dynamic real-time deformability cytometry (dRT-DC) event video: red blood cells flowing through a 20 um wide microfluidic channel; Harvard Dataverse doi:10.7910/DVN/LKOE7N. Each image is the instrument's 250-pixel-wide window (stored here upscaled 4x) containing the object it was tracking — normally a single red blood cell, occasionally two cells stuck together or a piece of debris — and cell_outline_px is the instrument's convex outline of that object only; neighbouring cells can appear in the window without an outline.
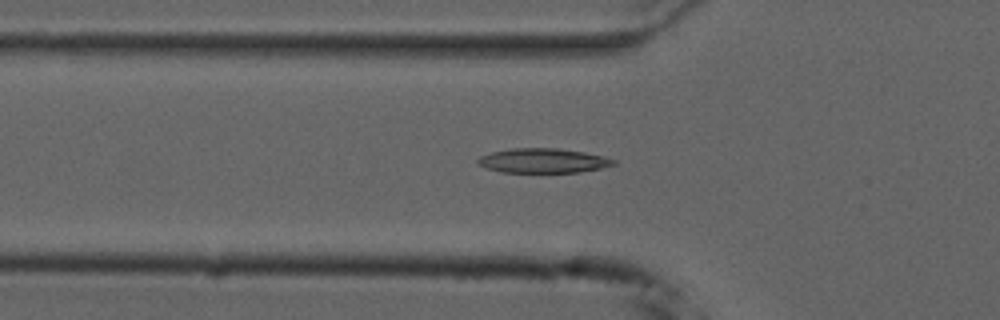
{"species": "common noctule bat (a hibernating species)", "species_latin": "Nyctalus noctula", "temperature_condition": "cold", "stored_images_in_passage": 33, "camera_frame_rate_fps": 3000, "um_per_image_px": 0.085, "animal": {"sex": "male", "forearm_length_mm": 52.5}, "frame": {"image": 1, "passage_image": 8, "time_ms": 2.333, "image_size_px": [1000, 320], "cell_outline_px": [[616, 164], [600, 168], [580, 172], [500, 172], [484, 168], [476, 164], [476, 160], [480, 156], [492, 152], [512, 148], [560, 148], [584, 152], [604, 156], [616, 160]], "centroid_in_image_um": [46.13, 13.65], "position_along_channel_um": 79.7, "area_um2": 19.54}}
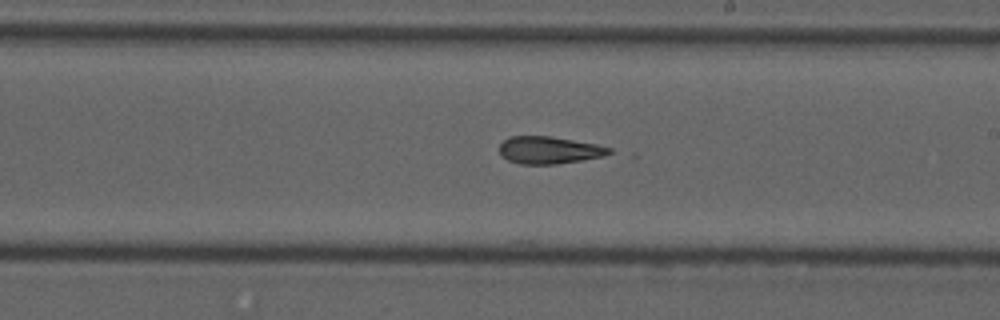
{"frame": {"image": 2, "passage_image": 21, "time_ms": 6.667, "image_size_px": [1000, 320], "cell_outline_px": [[612, 152], [604, 156], [556, 164], [520, 164], [508, 160], [500, 156], [500, 144], [504, 140], [512, 136], [552, 136], [596, 144], [612, 148]], "centroid_in_image_um": [46.67, 12.76], "position_along_channel_um": 242.3, "area_um2": 17.46}}
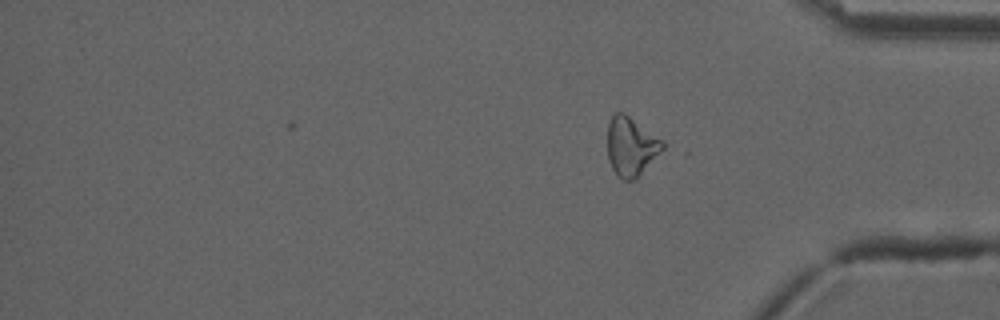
{"frame": {"image": 3, "passage_image": 33, "time_ms": 10.667, "image_size_px": [1000, 320], "cell_outline_px": [[664, 148], [632, 180], [620, 180], [616, 176], [608, 160], [608, 124], [612, 116], [616, 112], [624, 112], [664, 140]], "centroid_in_image_um": [53.62, 12.42], "position_along_channel_um": 381.6, "area_um2": 18.73}, "authors_computed_cell_mechanics": {"area_um2": 18.2648, "velocity_mm_per_s": 3.7552, "shape_relaxation_time_tau1_ms": null, "shape_relaxation_time_tau2_ms": 5.2578, "deformation_change_tau1": null, "deformation_change_tau2": 0.1306}}